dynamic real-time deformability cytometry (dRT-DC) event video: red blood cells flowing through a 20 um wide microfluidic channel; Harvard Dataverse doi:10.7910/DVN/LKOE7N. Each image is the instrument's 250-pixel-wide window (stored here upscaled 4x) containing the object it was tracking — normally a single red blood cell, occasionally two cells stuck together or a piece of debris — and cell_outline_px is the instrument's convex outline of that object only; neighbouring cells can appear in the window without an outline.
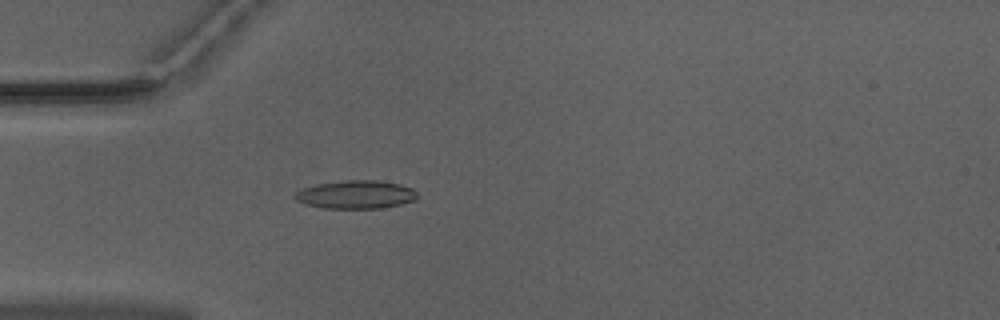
{"species": "Egyptian fruit bat (a non-hibernating species)", "species_latin": "Rousettus aegyptiacus", "temperature_condition": "warm", "stored_images_in_passage": 52, "camera_frame_rate_fps": 3000, "um_per_image_px": 0.085, "animal": {"sex": "male"}, "frame": {"image": 1, "passage_image": 16, "time_ms": 5.0, "image_size_px": [1000, 320], "cell_outline_px": [[420, 196], [416, 200], [400, 204], [380, 208], [324, 208], [304, 204], [296, 200], [292, 196], [296, 192], [304, 188], [316, 184], [344, 180], [376, 180], [400, 184], [412, 188]], "centroid_in_image_um": [30.25, 16.53], "position_along_channel_um": 54.7, "area_um2": 20.23}}
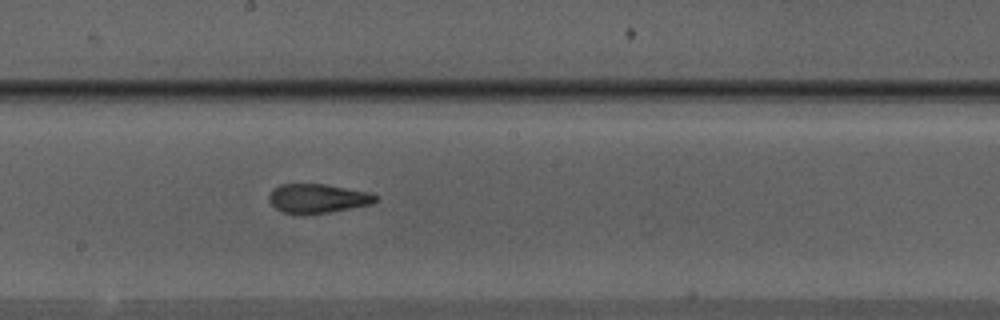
{"frame": {"image": 2, "passage_image": 29, "time_ms": 9.333, "image_size_px": [1000, 320], "cell_outline_px": [[380, 196], [372, 204], [352, 208], [328, 212], [284, 212], [276, 208], [268, 200], [268, 196], [280, 184], [324, 184], [368, 192]], "centroid_in_image_um": [27.05, 16.84], "position_along_channel_um": 221.2, "area_um2": 17.51}}
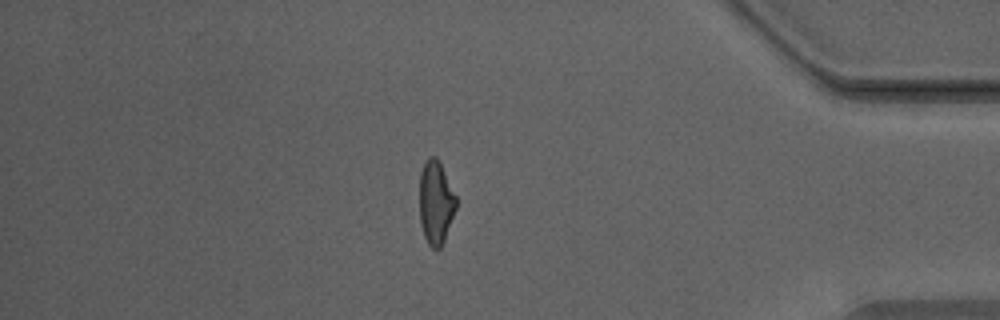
{"frame": {"image": 3, "passage_image": 45, "time_ms": 14.667, "image_size_px": [1000, 320], "cell_outline_px": [[456, 208], [444, 240], [440, 248], [432, 248], [428, 244], [424, 236], [420, 224], [420, 172], [428, 156], [436, 156], [440, 160], [456, 196]], "centroid_in_image_um": [37.04, 17.17], "position_along_channel_um": 398.2, "area_um2": 17.86}, "authors_computed_cell_mechanics": {"area_um2": 18.4382, "velocity_mm_per_s": 3.9941, "shape_relaxation_time_tau1_ms": null, "shape_relaxation_time_tau2_ms": 1.8263, "deformation_change_tau1": null, "deformation_change_tau2": 0.0971}}